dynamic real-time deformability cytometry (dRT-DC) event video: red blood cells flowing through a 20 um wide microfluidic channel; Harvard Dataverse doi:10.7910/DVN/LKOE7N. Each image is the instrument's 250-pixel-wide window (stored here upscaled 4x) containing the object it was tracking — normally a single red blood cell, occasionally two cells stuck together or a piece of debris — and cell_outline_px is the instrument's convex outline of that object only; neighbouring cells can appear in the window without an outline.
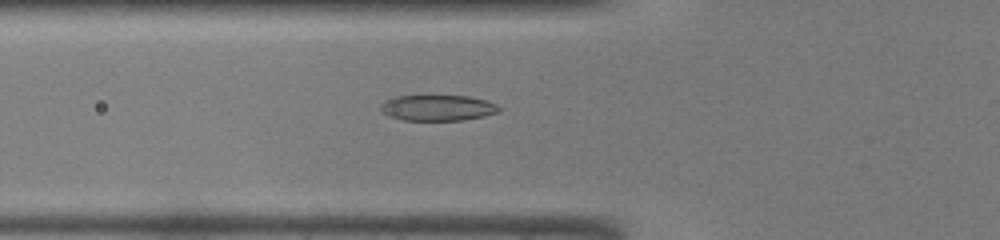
{"species": "common noctule bat (a hibernating species)", "species_latin": "Nyctalus noctula", "temperature_condition": "warm", "stored_images_in_passage": 35, "camera_frame_rate_fps": 3000, "um_per_image_px": 0.085, "animal": {"sex": "male", "body_mass_g": 19.0, "forearm_length_mm": 50.8}, "frame": {"image": 1, "passage_image": 6, "time_ms": 1.667, "image_size_px": [1000, 240], "cell_outline_px": [[500, 112], [484, 116], [464, 120], [404, 120], [388, 116], [380, 108], [380, 104], [384, 100], [396, 96], [468, 96], [484, 100], [496, 104], [500, 108]], "centroid_in_image_um": [37.19, 9.17], "position_along_channel_um": 88.6, "area_um2": 17.74}}
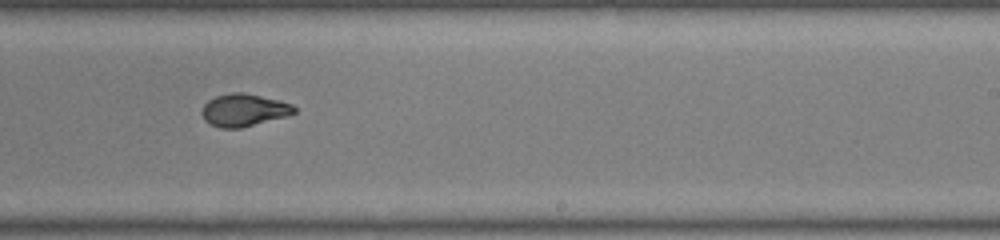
{"frame": {"image": 2, "passage_image": 18, "time_ms": 5.667, "image_size_px": [1000, 240], "cell_outline_px": [[296, 112], [288, 116], [240, 128], [220, 128], [208, 124], [204, 120], [200, 112], [204, 104], [208, 100], [216, 96], [232, 92], [244, 92], [280, 100], [292, 104], [296, 108]], "centroid_in_image_um": [20.71, 9.36], "position_along_channel_um": 268.3, "area_um2": 17.74}}
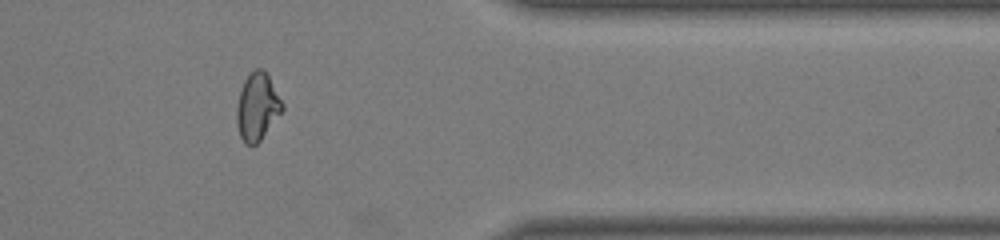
{"frame": {"image": 3, "passage_image": 27, "time_ms": 8.667, "image_size_px": [1000, 240], "cell_outline_px": [[284, 108], [260, 140], [256, 144], [244, 144], [240, 136], [236, 124], [236, 108], [240, 92], [244, 80], [256, 68], [264, 68], [284, 104]], "centroid_in_image_um": [21.86, 9.07], "position_along_channel_um": 389.5, "area_um2": 17.74}}